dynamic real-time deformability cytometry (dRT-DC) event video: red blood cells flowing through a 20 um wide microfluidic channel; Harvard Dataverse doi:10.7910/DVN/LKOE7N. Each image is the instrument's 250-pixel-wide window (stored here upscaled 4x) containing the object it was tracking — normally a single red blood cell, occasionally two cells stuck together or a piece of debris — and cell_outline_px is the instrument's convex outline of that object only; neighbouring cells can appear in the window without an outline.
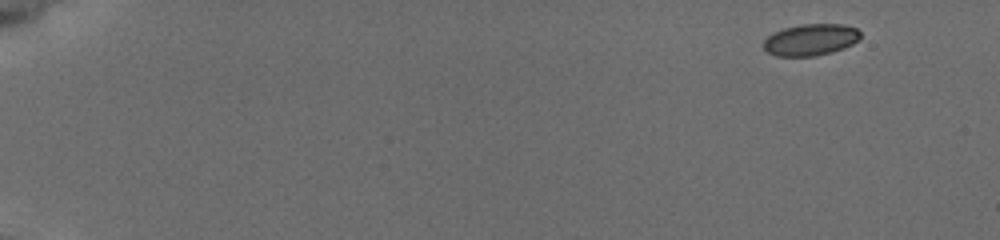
{"species": "common noctule bat (a hibernating species)", "species_latin": "Nyctalus noctula", "temperature_condition": "cold", "stored_images_in_passage": 11, "camera_frame_rate_fps": 3000, "um_per_image_px": 0.085, "animal": {"sex": "female", "body_mass_g": 19.5, "forearm_length_mm": 54.1}, "frame": {"image": 1, "passage_image": 1, "time_ms": 0.0, "image_size_px": [1000, 240], "cell_outline_px": [[860, 36], [852, 44], [832, 52], [812, 56], [776, 56], [768, 52], [764, 48], [764, 40], [768, 36], [784, 28], [800, 24], [844, 24], [856, 28], [860, 32]], "centroid_in_image_um": [68.9, 3.37], "position_along_channel_um": 16.1, "area_um2": 17.63}}
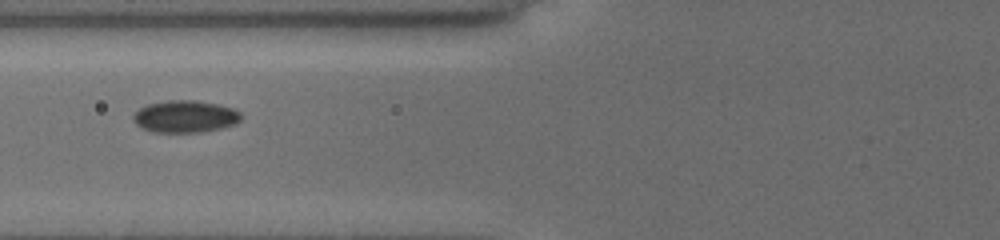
{"frame": {"image": 2, "passage_image": 7, "time_ms": 6.667, "image_size_px": [1000, 240], "cell_outline_px": [[240, 120], [236, 124], [220, 128], [200, 132], [156, 132], [144, 128], [136, 124], [132, 116], [140, 108], [148, 104], [168, 100], [196, 100], [216, 104], [232, 108], [240, 112]], "centroid_in_image_um": [15.74, 9.9], "position_along_channel_um": 110.1, "area_um2": 19.94}}
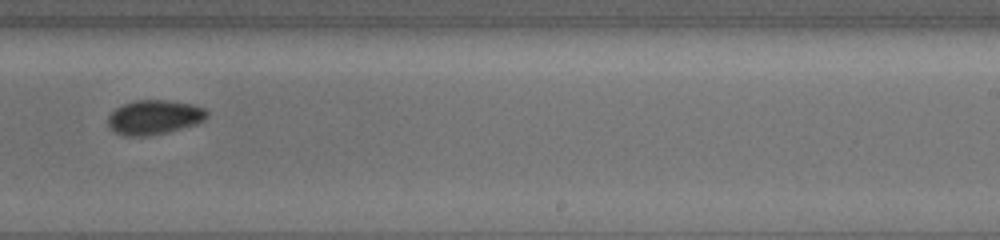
{"frame": {"image": 3, "passage_image": 11, "time_ms": 11.0, "image_size_px": [1000, 240], "cell_outline_px": [[208, 116], [204, 120], [196, 124], [168, 132], [148, 136], [124, 136], [116, 132], [108, 124], [108, 116], [116, 108], [124, 104], [136, 100], [168, 100], [192, 104], [204, 108], [208, 112]], "centroid_in_image_um": [13.13, 9.96], "position_along_channel_um": 275.9, "area_um2": 19.83}}